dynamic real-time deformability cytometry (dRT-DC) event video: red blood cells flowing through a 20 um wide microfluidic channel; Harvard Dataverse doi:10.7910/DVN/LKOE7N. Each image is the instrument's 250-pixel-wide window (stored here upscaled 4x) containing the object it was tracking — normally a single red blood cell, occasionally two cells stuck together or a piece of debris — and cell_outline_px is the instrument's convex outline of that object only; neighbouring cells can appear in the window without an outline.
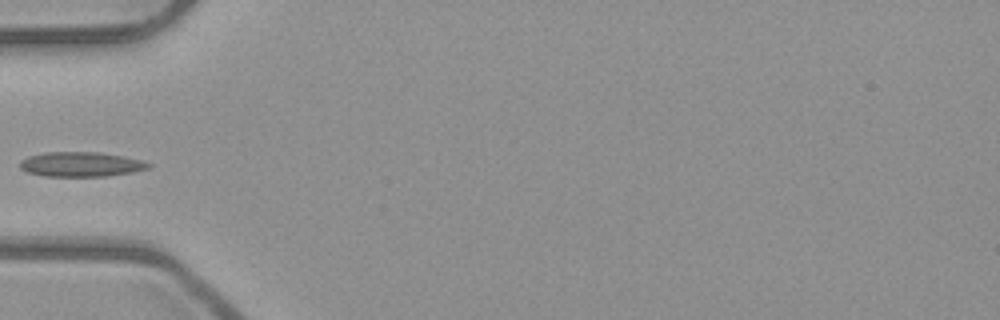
{"species": "common noctule bat (a hibernating species)", "species_latin": "Nyctalus noctula", "temperature_condition": "room temperature", "stored_images_in_passage": 6, "camera_frame_rate_fps": 3000, "um_per_image_px": 0.085, "animal": {"sex": "male", "body_mass_g": 23.1, "forearm_length_mm": 52.7}, "frame": {"image": 1, "passage_image": 6, "time_ms": 1.667, "image_size_px": [1000, 320], "cell_outline_px": [[152, 168], [132, 172], [108, 176], [44, 176], [28, 172], [20, 168], [20, 160], [28, 156], [44, 152], [100, 152], [124, 156], [144, 160], [152, 164]], "centroid_in_image_um": [6.93, 13.96], "position_along_channel_um": 78.1, "area_um2": 18.73}}